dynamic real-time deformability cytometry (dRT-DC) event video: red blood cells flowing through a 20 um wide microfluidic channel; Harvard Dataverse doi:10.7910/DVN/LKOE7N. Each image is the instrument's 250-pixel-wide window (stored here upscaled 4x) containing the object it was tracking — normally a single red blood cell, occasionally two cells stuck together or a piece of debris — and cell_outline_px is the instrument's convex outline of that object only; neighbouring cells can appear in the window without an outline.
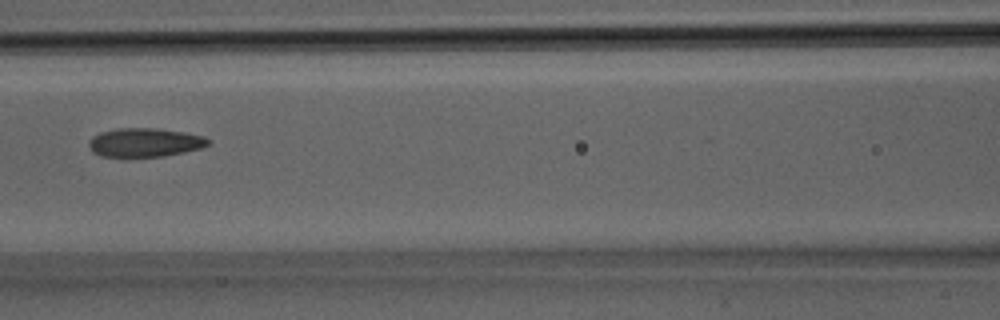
{"species": "Egyptian fruit bat (a non-hibernating species)", "species_latin": "Rousettus aegyptiacus", "temperature_condition": "room temperature", "stored_images_in_passage": 21, "camera_frame_rate_fps": 3000, "um_per_image_px": 0.085, "animal": {"sex": "male"}, "frame": {"image": 1, "passage_image": 7, "time_ms": 2.0, "image_size_px": [1000, 320], "cell_outline_px": [[212, 140], [208, 144], [200, 148], [184, 152], [164, 156], [124, 160], [100, 156], [92, 152], [88, 144], [92, 136], [100, 132], [116, 128], [156, 128], [184, 132], [204, 136]], "centroid_in_image_um": [12.24, 12.15], "position_along_channel_um": 154.4, "area_um2": 20.92}}
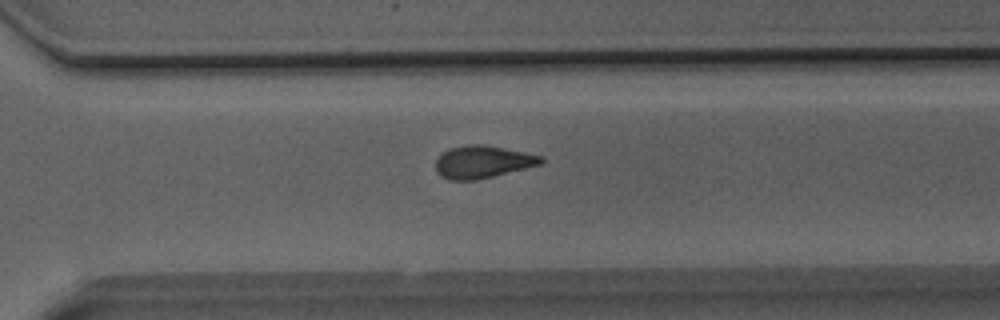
{"frame": {"image": 2, "passage_image": 15, "time_ms": 4.667, "image_size_px": [1000, 320], "cell_outline_px": [[544, 164], [476, 180], [448, 180], [440, 176], [436, 172], [436, 160], [448, 148], [472, 144], [484, 144], [544, 156]], "centroid_in_image_um": [41.05, 13.76], "position_along_channel_um": 329.6, "area_um2": 20.06}}